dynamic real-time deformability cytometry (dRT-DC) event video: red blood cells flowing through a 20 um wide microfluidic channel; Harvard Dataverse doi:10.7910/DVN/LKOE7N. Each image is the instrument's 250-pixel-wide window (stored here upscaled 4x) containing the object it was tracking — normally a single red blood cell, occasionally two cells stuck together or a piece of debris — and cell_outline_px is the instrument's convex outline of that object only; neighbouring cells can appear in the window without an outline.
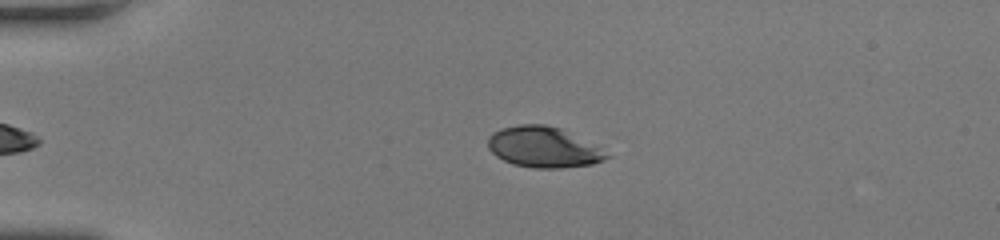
{"species": "human", "species_latin": "Homo sapiens", "temperature_condition": "room temperature", "stored_images_in_passage": 36, "camera_frame_rate_fps": 3000, "um_per_image_px": 0.085, "donor": {"sex": "female"}, "frame": {"image": 1, "passage_image": 3, "time_ms": 0.667, "image_size_px": [1000, 240], "cell_outline_px": [[612, 156], [604, 160], [592, 164], [560, 168], [532, 168], [512, 164], [496, 156], [488, 148], [488, 136], [492, 132], [500, 128], [520, 124], [544, 124], [564, 128]], "centroid_in_image_um": [46.16, 12.5], "position_along_channel_um": 38.8, "area_um2": 28.26}}
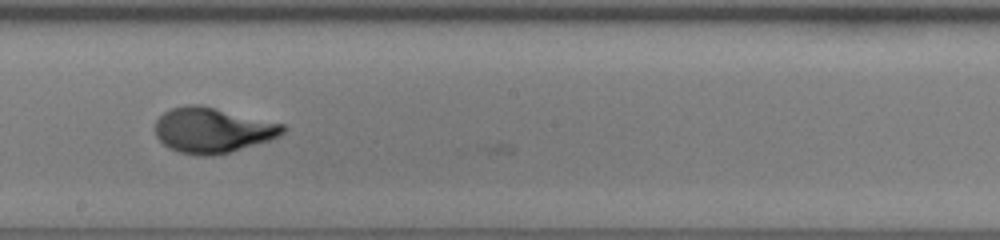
{"frame": {"image": 2, "passage_image": 21, "time_ms": 6.667, "image_size_px": [1000, 240], "cell_outline_px": [[288, 128], [280, 136], [272, 140], [228, 152], [212, 156], [196, 156], [180, 152], [168, 148], [156, 136], [156, 120], [164, 112], [172, 108], [188, 104], [200, 104], [284, 124]], "centroid_in_image_um": [18.08, 11.07], "position_along_channel_um": 230.1, "area_um2": 33.81}}
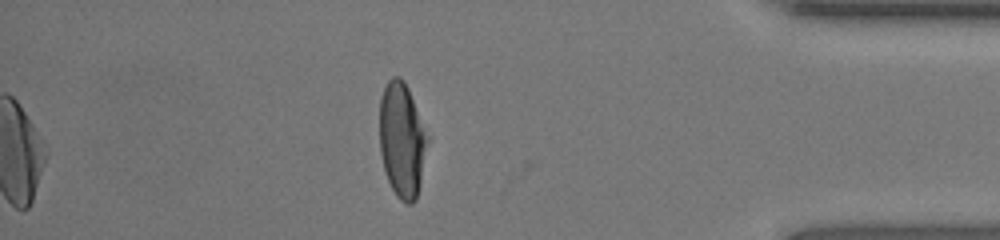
{"frame": {"image": 3, "passage_image": 36, "time_ms": 11.667, "image_size_px": [1000, 240], "cell_outline_px": [[432, 136], [416, 200], [412, 204], [408, 204], [400, 200], [396, 196], [384, 172], [380, 152], [380, 96], [388, 80], [392, 76], [400, 76], [404, 80]], "centroid_in_image_um": [34.23, 11.89], "position_along_channel_um": 401.0, "area_um2": 33.35}, "authors_computed_cell_mechanics": {"area_um2": 33.0327, "velocity_mm_per_s": 4.0324, "shape_relaxation_time_tau1_ms": 5.0235, "shape_relaxation_time_tau2_ms": null, "deformation_change_tau1": 0.2185, "deformation_change_tau2": null}}